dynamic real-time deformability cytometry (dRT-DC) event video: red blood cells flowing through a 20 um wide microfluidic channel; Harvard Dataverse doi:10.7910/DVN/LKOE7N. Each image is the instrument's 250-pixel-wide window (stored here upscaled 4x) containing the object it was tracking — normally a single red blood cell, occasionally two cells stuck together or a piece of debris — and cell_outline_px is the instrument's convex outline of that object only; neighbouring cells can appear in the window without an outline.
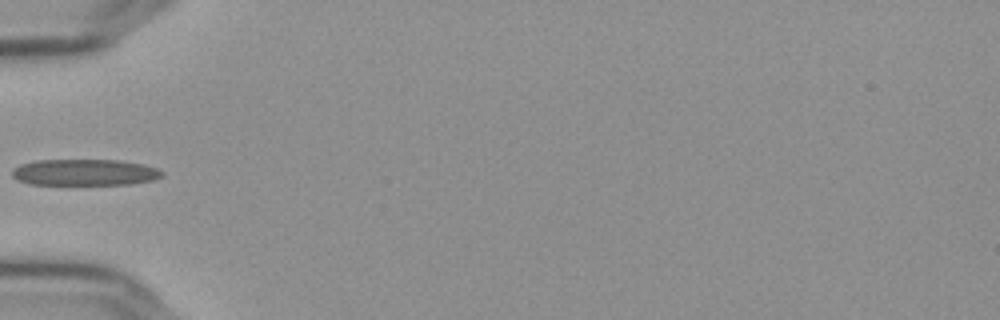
{"species": "Egyptian fruit bat (a non-hibernating species)", "species_latin": "Rousettus aegyptiacus", "temperature_condition": "cold", "stored_images_in_passage": 37, "camera_frame_rate_fps": 3000, "um_per_image_px": 0.085, "frame": {"image": 1, "passage_image": 1, "time_ms": 0.0, "image_size_px": [1000, 320], "cell_outline_px": [[164, 172], [160, 176], [152, 180], [128, 184], [28, 184], [16, 180], [12, 176], [12, 168], [20, 164], [36, 160], [120, 160], [144, 164], [156, 168]], "centroid_in_image_um": [7.14, 14.64], "position_along_channel_um": 77.9, "area_um2": 23.0}}
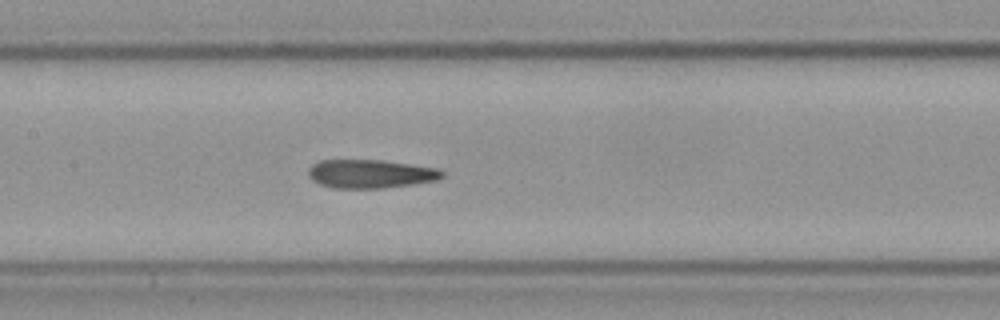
{"frame": {"image": 2, "passage_image": 9, "time_ms": 2.667, "image_size_px": [1000, 320], "cell_outline_px": [[444, 176], [436, 180], [412, 184], [384, 188], [332, 188], [320, 184], [312, 180], [308, 176], [308, 168], [312, 164], [320, 160], [380, 160], [440, 168], [444, 172]], "centroid_in_image_um": [31.48, 14.77], "position_along_channel_um": 175.9, "area_um2": 22.37}}
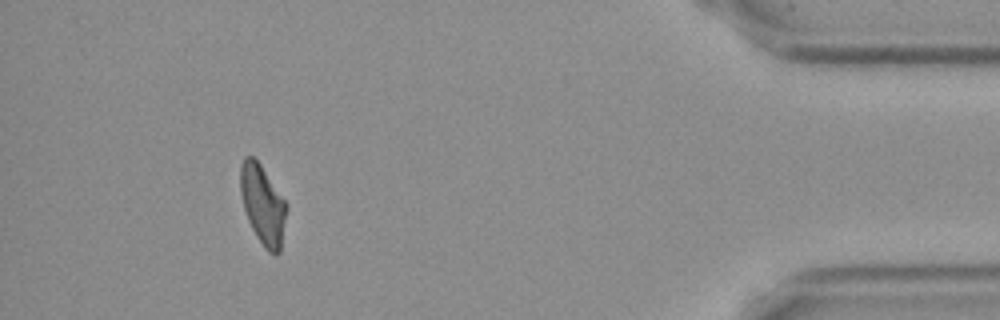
{"frame": {"image": 3, "passage_image": 33, "time_ms": 10.667, "image_size_px": [1000, 320], "cell_outline_px": [[284, 220], [280, 252], [276, 256], [268, 252], [264, 248], [256, 236], [248, 220], [244, 208], [240, 192], [240, 164], [244, 156], [252, 156], [260, 164], [284, 200]], "centroid_in_image_um": [22.28, 17.4], "position_along_channel_um": 412.9, "area_um2": 20.75}, "authors_computed_cell_mechanics": {"area_um2": 21.9062, "velocity_mm_per_s": 3.6353, "shape_relaxation_time_tau1_ms": null, "shape_relaxation_time_tau2_ms": 3.6156, "deformation_change_tau1": null, "deformation_change_tau2": 0.1281}}